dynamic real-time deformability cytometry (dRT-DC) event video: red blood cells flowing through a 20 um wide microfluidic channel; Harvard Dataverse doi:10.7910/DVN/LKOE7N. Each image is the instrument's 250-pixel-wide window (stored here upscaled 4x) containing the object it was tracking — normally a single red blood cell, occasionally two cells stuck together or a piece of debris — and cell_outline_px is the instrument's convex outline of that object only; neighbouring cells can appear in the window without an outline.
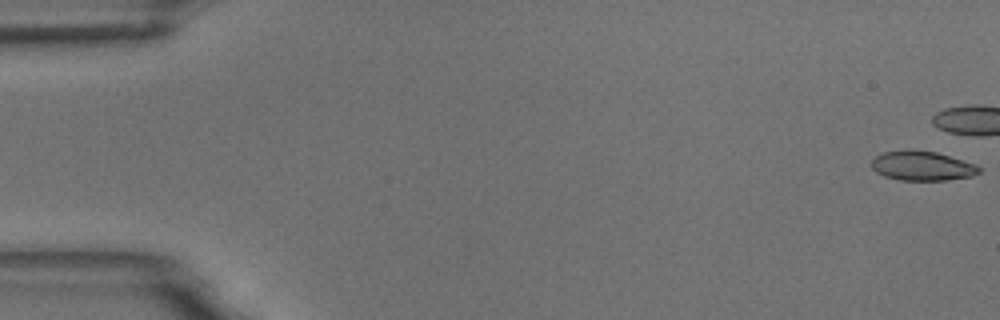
{"species": "common noctule bat (a hibernating species)", "species_latin": "Nyctalus noctula", "temperature_condition": "room temperature", "stored_images_in_passage": 9, "camera_frame_rate_fps": 3000, "um_per_image_px": 0.085, "animal": {"sex": "male", "body_mass_g": 18.8}, "frame": {"image": 1, "passage_image": 1, "time_ms": 0.0, "image_size_px": [1000, 320], "cell_outline_px": [[980, 172], [972, 176], [948, 180], [900, 180], [884, 176], [876, 172], [872, 168], [872, 160], [876, 156], [884, 152], [936, 152], [976, 164], [980, 168]], "centroid_in_image_um": [78.42, 14.14], "position_along_channel_um": 6.6, "area_um2": 17.86}}